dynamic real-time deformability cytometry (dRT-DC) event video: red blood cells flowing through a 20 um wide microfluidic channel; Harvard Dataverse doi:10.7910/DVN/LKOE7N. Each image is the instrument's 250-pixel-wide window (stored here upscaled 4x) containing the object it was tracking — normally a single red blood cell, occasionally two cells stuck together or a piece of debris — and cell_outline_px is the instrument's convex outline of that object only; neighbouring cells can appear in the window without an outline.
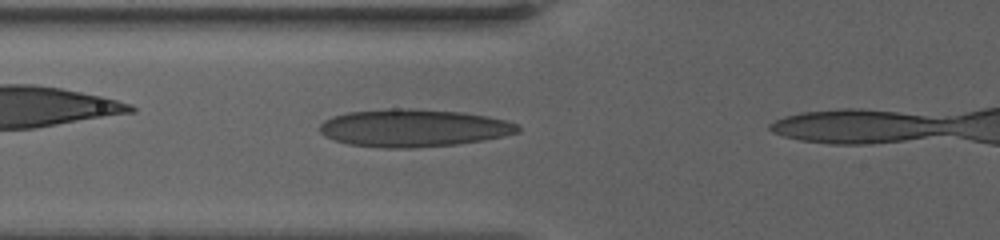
{"species": "human", "species_latin": "Homo sapiens", "temperature_condition": "warm", "stored_images_in_passage": 43, "camera_frame_rate_fps": 3000, "um_per_image_px": 0.085, "donor": {"sex": "female"}, "frame": {"image": 1, "passage_image": 7, "time_ms": 1.0, "image_size_px": [1000, 240], "cell_outline_px": [[520, 132], [504, 136], [484, 140], [456, 144], [412, 148], [384, 148], [348, 144], [324, 136], [320, 132], [320, 124], [324, 120], [332, 116], [348, 112], [396, 108], [408, 108], [464, 112], [508, 120], [520, 124]], "centroid_in_image_um": [35.18, 10.88], "position_along_channel_um": 90.6, "area_um2": 43.64}}
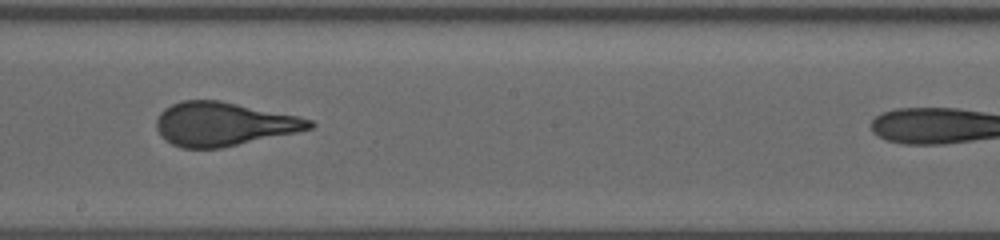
{"frame": {"image": 2, "passage_image": 22, "time_ms": 5.333, "image_size_px": [1000, 240], "cell_outline_px": [[316, 124], [312, 128], [296, 132], [220, 148], [180, 148], [164, 140], [160, 136], [156, 128], [156, 120], [160, 112], [164, 108], [180, 100], [220, 100], [296, 116], [312, 120]], "centroid_in_image_um": [18.94, 10.54], "position_along_channel_um": 229.3, "area_um2": 38.84}}
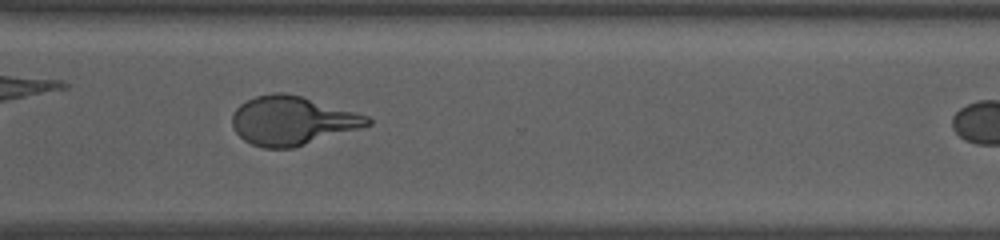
{"frame": {"image": 3, "passage_image": 38, "time_ms": 9.0, "image_size_px": [1000, 240], "cell_outline_px": [[372, 124], [360, 128], [292, 148], [264, 148], [252, 144], [244, 140], [236, 132], [232, 124], [232, 116], [236, 108], [240, 104], [256, 96], [272, 92], [284, 92], [300, 96], [356, 112], [368, 116], [372, 120]], "centroid_in_image_um": [24.82, 10.25], "position_along_channel_um": 345.8, "area_um2": 38.15}}